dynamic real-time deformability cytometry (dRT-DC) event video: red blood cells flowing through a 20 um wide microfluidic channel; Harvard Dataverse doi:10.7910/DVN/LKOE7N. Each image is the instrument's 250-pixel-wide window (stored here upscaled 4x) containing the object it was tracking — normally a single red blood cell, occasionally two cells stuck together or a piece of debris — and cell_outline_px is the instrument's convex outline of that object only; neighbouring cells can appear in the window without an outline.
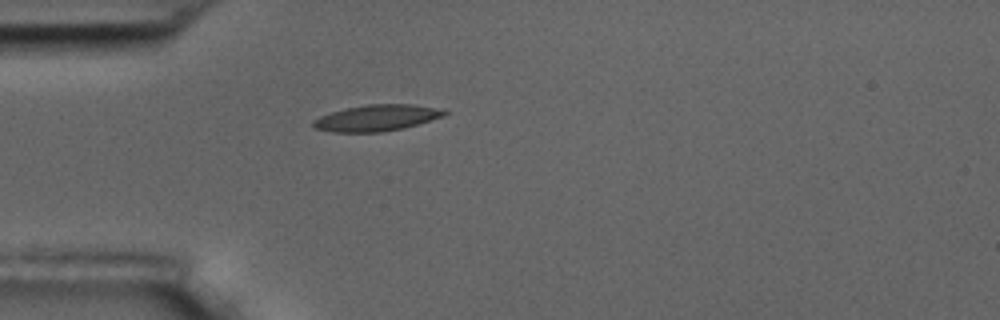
{"species": "common noctule bat (a hibernating species)", "species_latin": "Nyctalus noctula", "temperature_condition": "room temperature", "stored_images_in_passage": 1, "camera_frame_rate_fps": 3000, "um_per_image_px": 0.085, "animal": {"sex": "male", "body_mass_g": 17.5, "forearm_length_mm": 52.3}, "frame": {"image": 1, "passage_image": 1, "time_ms": 0.0, "image_size_px": [1000, 320], "cell_outline_px": [[448, 112], [444, 116], [404, 128], [380, 132], [332, 132], [316, 128], [312, 124], [312, 120], [320, 116], [332, 112], [348, 108], [368, 104], [412, 104], [436, 108]], "centroid_in_image_um": [32.01, 10.02], "position_along_channel_um": 53.0, "area_um2": 19.83}}